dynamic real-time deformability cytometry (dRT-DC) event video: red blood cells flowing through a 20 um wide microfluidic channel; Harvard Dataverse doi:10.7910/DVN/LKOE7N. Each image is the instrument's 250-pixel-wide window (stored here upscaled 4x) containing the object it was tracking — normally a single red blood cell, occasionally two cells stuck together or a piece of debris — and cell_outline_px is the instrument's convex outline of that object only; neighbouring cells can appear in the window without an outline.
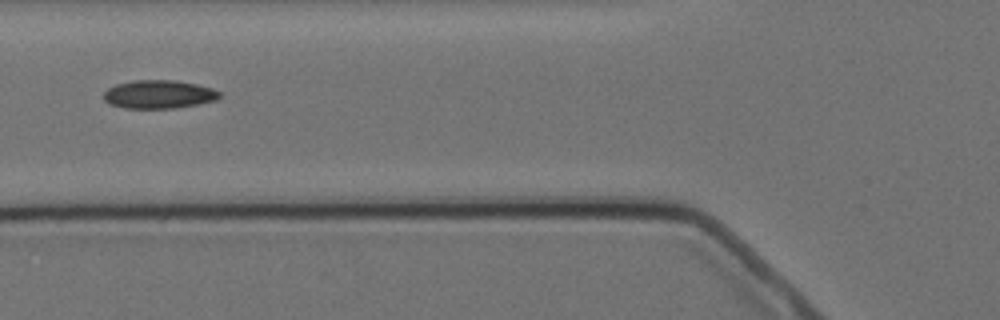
{"species": "Egyptian fruit bat (a non-hibernating species)", "species_latin": "Rousettus aegyptiacus", "temperature_condition": "cold", "stored_images_in_passage": 4, "camera_frame_rate_fps": 3000, "um_per_image_px": 0.085, "animal": {"sex": "female"}, "frame": {"image": 1, "passage_image": 3, "time_ms": 2.333, "image_size_px": [1000, 320], "cell_outline_px": [[220, 96], [216, 100], [196, 104], [172, 108], [124, 108], [108, 104], [104, 100], [104, 92], [108, 88], [116, 84], [132, 80], [176, 80], [196, 84], [212, 88], [220, 92]], "centroid_in_image_um": [13.46, 8.01], "position_along_channel_um": 112.3, "area_um2": 19.13}}
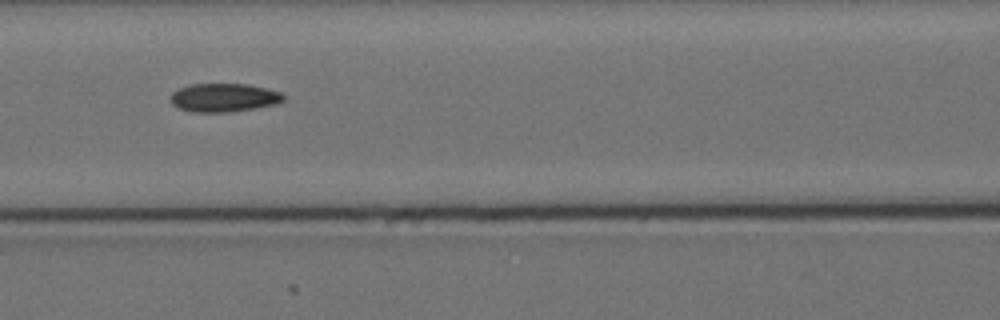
{"frame": {"image": 2, "passage_image": 4, "time_ms": 3.333, "image_size_px": [1000, 320], "cell_outline_px": [[284, 100], [276, 104], [256, 108], [228, 112], [192, 112], [180, 108], [172, 104], [172, 92], [180, 88], [192, 84], [248, 84], [280, 92], [284, 96]], "centroid_in_image_um": [19.04, 8.3], "position_along_channel_um": 147.6, "area_um2": 18.55}}